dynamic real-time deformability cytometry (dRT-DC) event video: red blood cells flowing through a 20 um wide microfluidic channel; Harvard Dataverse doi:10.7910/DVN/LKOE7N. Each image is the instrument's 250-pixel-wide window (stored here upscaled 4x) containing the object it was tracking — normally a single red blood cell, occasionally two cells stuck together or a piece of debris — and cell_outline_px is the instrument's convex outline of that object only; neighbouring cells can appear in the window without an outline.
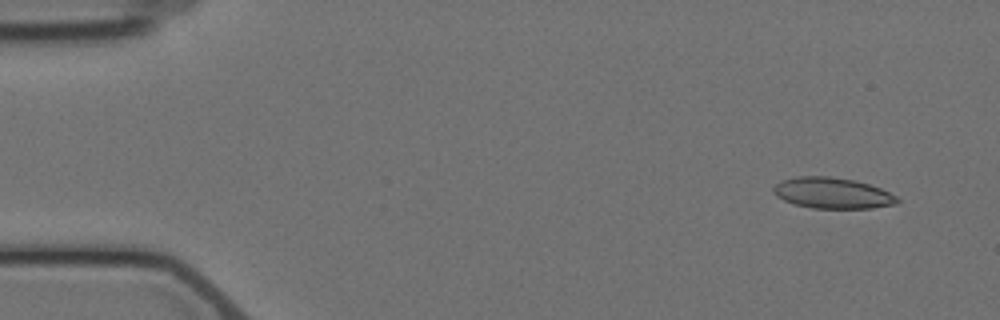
{"species": "Egyptian fruit bat (a non-hibernating species)", "species_latin": "Rousettus aegyptiacus", "temperature_condition": "cold", "stored_images_in_passage": 5, "segment_of_instrument_passage": [1, 2], "camera_frame_rate_fps": 3000, "um_per_image_px": 0.085, "animal": {"sex": "female"}, "frame": {"image": 1, "passage_image": 1, "time_ms": 0.0, "image_size_px": [1000, 320], "cell_outline_px": [[900, 200], [896, 204], [872, 208], [812, 208], [796, 204], [784, 200], [776, 196], [772, 192], [772, 188], [776, 184], [784, 180], [796, 176], [832, 176], [856, 180], [880, 188], [896, 196]], "centroid_in_image_um": [70.75, 16.4], "position_along_channel_um": 14.2, "area_um2": 22.31}}